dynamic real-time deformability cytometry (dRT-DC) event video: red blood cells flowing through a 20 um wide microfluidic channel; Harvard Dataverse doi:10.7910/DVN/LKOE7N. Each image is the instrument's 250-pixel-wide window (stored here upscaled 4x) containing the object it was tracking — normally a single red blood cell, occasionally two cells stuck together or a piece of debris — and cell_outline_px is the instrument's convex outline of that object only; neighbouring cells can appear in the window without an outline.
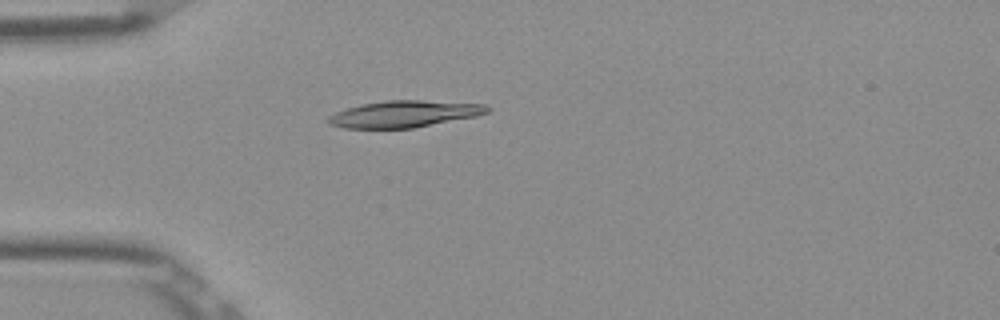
{"species": "Egyptian fruit bat (a non-hibernating species)", "species_latin": "Rousettus aegyptiacus", "temperature_condition": "room temperature", "stored_images_in_passage": 51, "camera_frame_rate_fps": 3000, "um_per_image_px": 0.085, "frame": {"image": 1, "passage_image": 14, "time_ms": 4.333, "image_size_px": [1000, 320], "cell_outline_px": [[492, 108], [488, 112], [476, 116], [412, 128], [344, 128], [328, 124], [324, 120], [328, 116], [336, 112], [348, 108], [364, 104], [388, 100], [420, 100], [484, 104]], "centroid_in_image_um": [34.34, 9.69], "position_along_channel_um": 50.7, "area_um2": 24.57}}
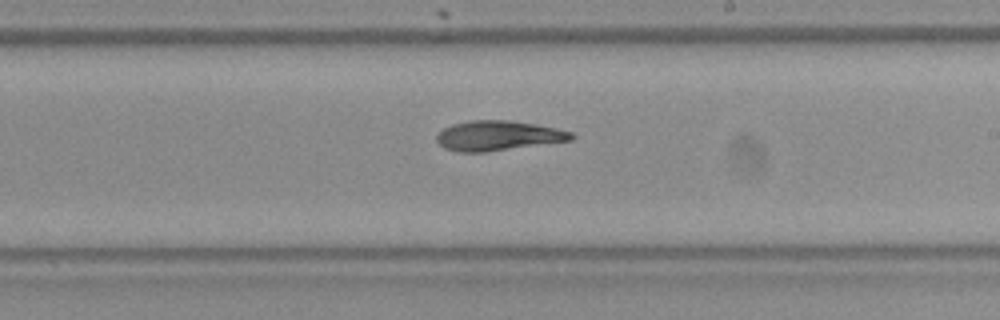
{"frame": {"image": 2, "passage_image": 30, "time_ms": 9.667, "image_size_px": [1000, 320], "cell_outline_px": [[576, 136], [572, 140], [488, 152], [456, 152], [444, 148], [436, 140], [436, 136], [444, 128], [452, 124], [468, 120], [508, 120], [536, 124], [556, 128], [572, 132]], "centroid_in_image_um": [42.34, 11.53], "position_along_channel_um": 246.7, "area_um2": 23.58}}
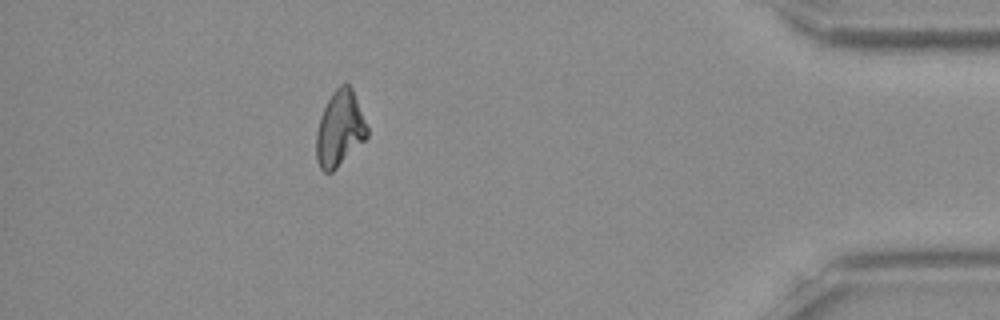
{"frame": {"image": 3, "passage_image": 46, "time_ms": 15.0, "image_size_px": [1000, 320], "cell_outline_px": [[368, 136], [332, 172], [324, 172], [320, 168], [316, 160], [316, 132], [320, 116], [332, 92], [340, 84], [348, 84], [352, 88], [368, 128]], "centroid_in_image_um": [28.86, 10.94], "position_along_channel_um": 406.3, "area_um2": 22.14}, "authors_computed_cell_mechanics": {"area_um2": 23.3512, "velocity_mm_per_s": 3.8896, "shape_relaxation_time_tau1_ms": null, "shape_relaxation_time_tau2_ms": 8.8467, "deformation_change_tau1": null, "deformation_change_tau2": 0.154}}